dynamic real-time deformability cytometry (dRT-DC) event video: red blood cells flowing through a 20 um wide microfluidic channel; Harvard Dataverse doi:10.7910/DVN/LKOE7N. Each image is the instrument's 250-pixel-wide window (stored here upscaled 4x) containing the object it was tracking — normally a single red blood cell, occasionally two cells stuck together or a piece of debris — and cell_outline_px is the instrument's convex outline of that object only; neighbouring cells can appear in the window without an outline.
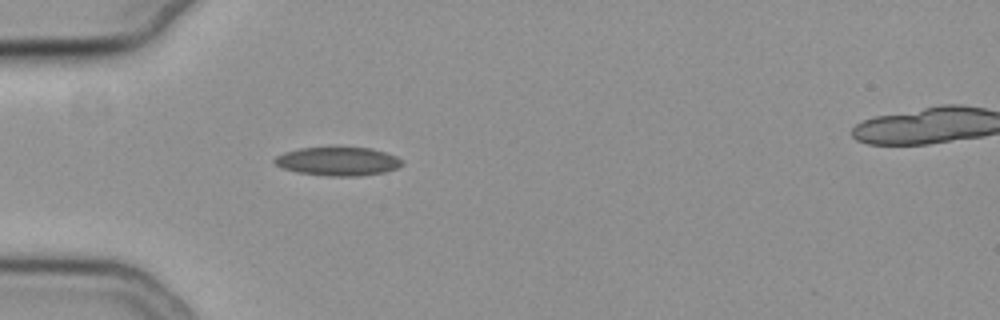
{"species": "common noctule bat (a hibernating species)", "species_latin": "Nyctalus noctula", "temperature_condition": "cold", "stored_images_in_passage": 41, "camera_frame_rate_fps": 3000, "um_per_image_px": 0.085, "animal": {"sex": "female", "body_mass_g": 19.3, "forearm_length_mm": 54.1}, "frame": {"image": 1, "passage_image": 2, "time_ms": 0.333, "image_size_px": [1000, 320], "cell_outline_px": [[404, 164], [396, 168], [384, 172], [360, 176], [328, 176], [296, 172], [284, 168], [276, 164], [272, 160], [276, 156], [284, 152], [300, 148], [372, 148], [396, 156], [404, 160]], "centroid_in_image_um": [28.74, 13.72], "position_along_channel_um": 56.3, "area_um2": 21.15}}
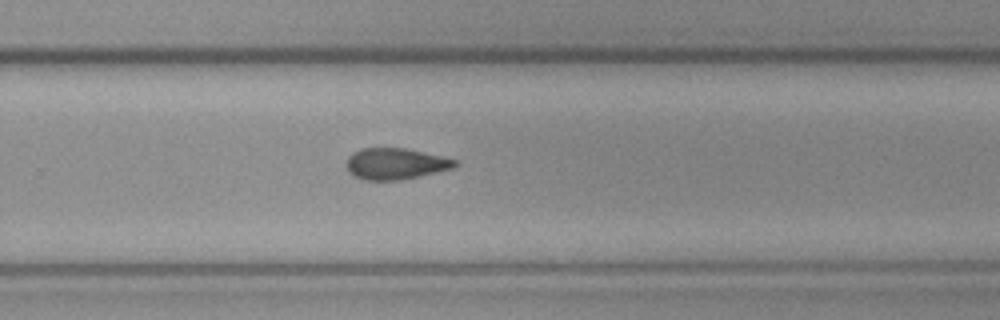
{"frame": {"image": 2, "passage_image": 22, "time_ms": 7.0, "image_size_px": [1000, 320], "cell_outline_px": [[460, 164], [456, 168], [404, 180], [364, 180], [352, 176], [348, 172], [348, 156], [352, 152], [360, 148], [404, 148], [444, 156], [456, 160]], "centroid_in_image_um": [33.67, 13.93], "position_along_channel_um": 296.1, "area_um2": 20.17}}
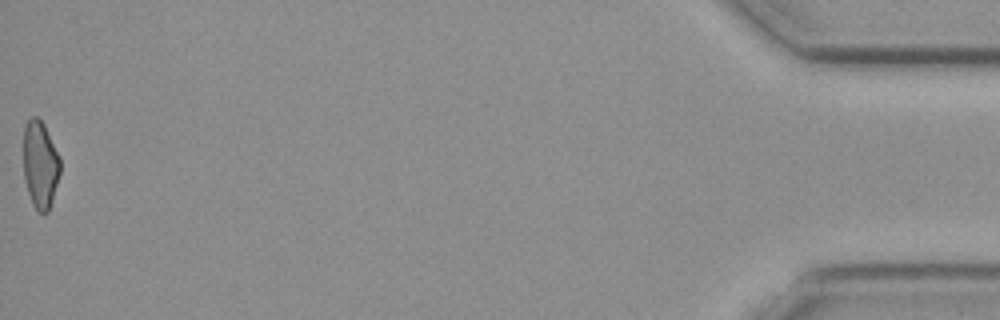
{"frame": {"image": 3, "passage_image": 41, "time_ms": 13.333, "image_size_px": [1000, 320], "cell_outline_px": [[60, 172], [52, 200], [48, 212], [40, 212], [32, 204], [24, 180], [24, 128], [28, 120], [32, 116], [36, 116], [44, 124], [60, 156]], "centroid_in_image_um": [3.42, 13.97], "position_along_channel_um": 431.8, "area_um2": 18.61}, "authors_computed_cell_mechanics": {"area_um2": 19.4786, "velocity_mm_per_s": 3.7244, "shape_relaxation_time_tau1_ms": 9.7555, "shape_relaxation_time_tau2_ms": null, "deformation_change_tau1": 0.1392, "deformation_change_tau2": null}}